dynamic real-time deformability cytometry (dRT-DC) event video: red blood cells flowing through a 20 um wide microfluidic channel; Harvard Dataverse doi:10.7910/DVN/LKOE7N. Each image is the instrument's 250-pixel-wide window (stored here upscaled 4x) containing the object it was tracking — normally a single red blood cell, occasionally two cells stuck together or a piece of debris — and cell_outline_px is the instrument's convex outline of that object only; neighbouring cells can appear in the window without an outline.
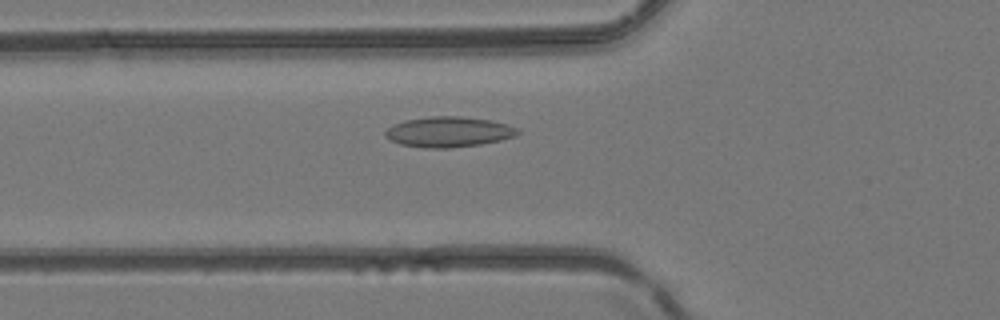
{"species": "common noctule bat (a hibernating species)", "species_latin": "Nyctalus noctula", "temperature_condition": "room temperature", "stored_images_in_passage": 34, "camera_frame_rate_fps": 3000, "um_per_image_px": 0.085, "animal": {"sex": "female", "body_mass_g": 24.6, "forearm_length_mm": 56.2}, "frame": {"image": 1, "passage_image": 10, "time_ms": 3.0, "image_size_px": [1000, 320], "cell_outline_px": [[520, 132], [516, 136], [500, 140], [480, 144], [448, 148], [424, 148], [400, 144], [384, 136], [384, 132], [392, 124], [404, 120], [428, 116], [460, 116], [492, 120], [508, 124], [520, 128]], "centroid_in_image_um": [38.15, 11.2], "position_along_channel_um": 87.7, "area_um2": 23.7}}
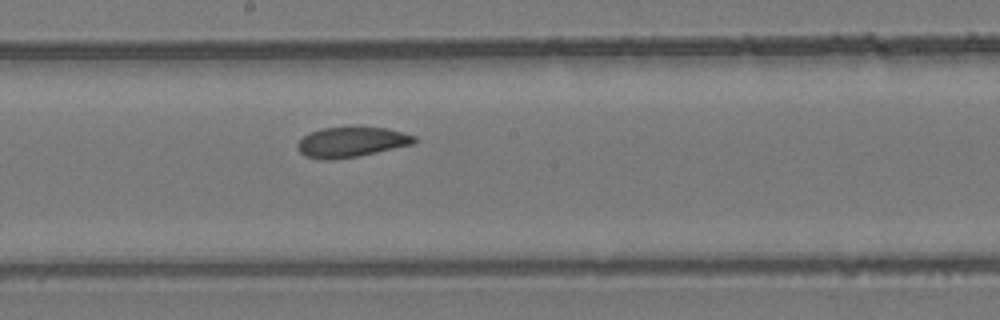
{"frame": {"image": 2, "passage_image": 19, "time_ms": 6.0, "image_size_px": [1000, 320], "cell_outline_px": [[416, 144], [356, 156], [332, 160], [320, 160], [304, 156], [296, 148], [296, 144], [304, 136], [312, 132], [324, 128], [388, 128], [416, 136]], "centroid_in_image_um": [29.87, 12.1], "position_along_channel_um": 218.3, "area_um2": 20.35}}
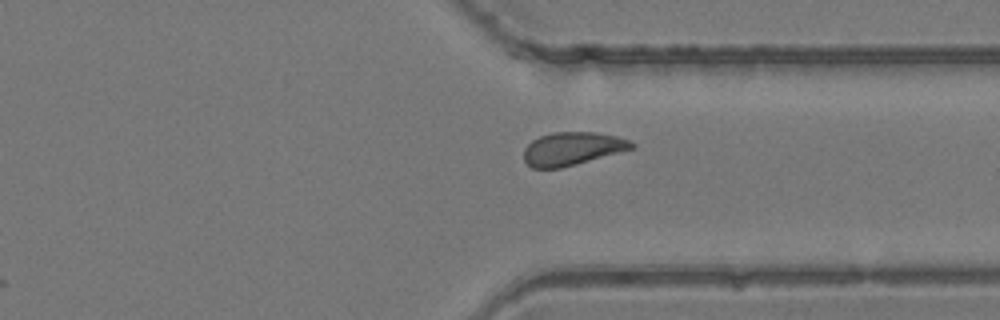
{"frame": {"image": 3, "passage_image": 29, "time_ms": 9.333, "image_size_px": [1000, 320], "cell_outline_px": [[636, 148], [576, 164], [560, 168], [532, 168], [524, 160], [524, 148], [532, 140], [540, 136], [552, 132], [596, 132], [616, 136], [628, 140], [636, 144]], "centroid_in_image_um": [48.66, 12.63], "position_along_channel_um": 362.7, "area_um2": 20.87}}